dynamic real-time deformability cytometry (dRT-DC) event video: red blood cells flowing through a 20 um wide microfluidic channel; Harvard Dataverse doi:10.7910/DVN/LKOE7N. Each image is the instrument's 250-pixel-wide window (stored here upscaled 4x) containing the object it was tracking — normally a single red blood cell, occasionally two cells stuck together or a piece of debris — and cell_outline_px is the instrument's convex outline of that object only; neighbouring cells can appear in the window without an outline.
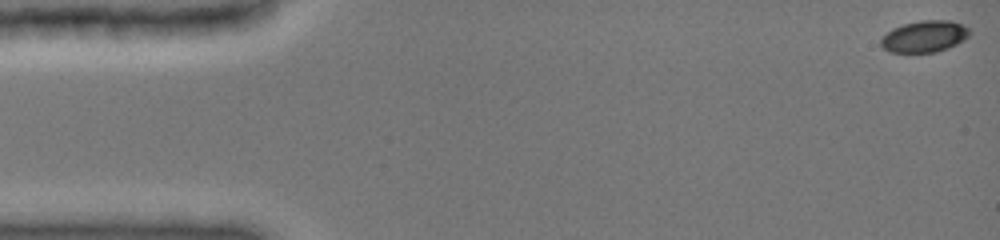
{"species": "common noctule bat (a hibernating species)", "species_latin": "Nyctalus noctula", "temperature_condition": "cold", "stored_images_in_passage": 48, "camera_frame_rate_fps": 3000, "um_per_image_px": 0.085, "animal": {"sex": "female", "body_mass_g": 19.0, "forearm_length_mm": 51.5}, "frame": {"image": 1, "passage_image": 1, "time_ms": 0.0, "image_size_px": [1000, 240], "cell_outline_px": [[972, 32], [964, 40], [948, 48], [936, 52], [888, 52], [880, 44], [880, 40], [892, 28], [904, 24], [920, 20], [948, 20], [960, 24], [968, 28]], "centroid_in_image_um": [78.58, 3.1], "position_along_channel_um": 6.4, "area_um2": 16.24}}
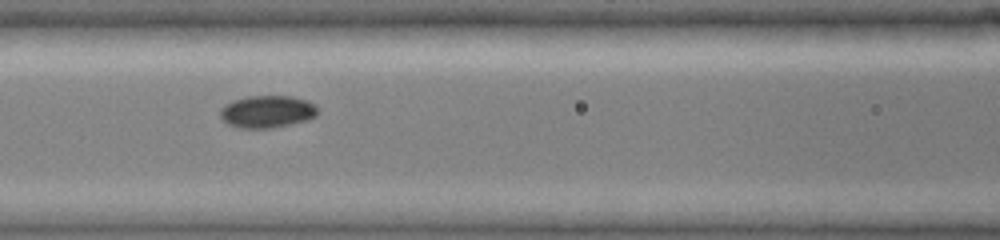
{"frame": {"image": 2, "passage_image": 21, "time_ms": 6.667, "image_size_px": [1000, 240], "cell_outline_px": [[320, 112], [316, 116], [308, 120], [272, 128], [240, 128], [228, 124], [220, 116], [220, 108], [232, 100], [244, 96], [292, 96], [308, 100], [316, 104]], "centroid_in_image_um": [22.75, 9.48], "position_along_channel_um": 143.9, "area_um2": 18.67}}
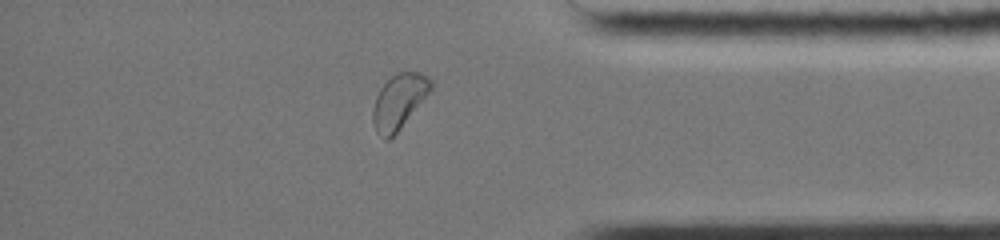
{"frame": {"image": 3, "passage_image": 41, "time_ms": 13.333, "image_size_px": [1000, 240], "cell_outline_px": [[432, 88], [400, 128], [388, 140], [384, 140], [376, 132], [372, 120], [372, 108], [376, 96], [380, 88], [396, 72], [420, 72], [428, 76], [432, 80]], "centroid_in_image_um": [33.88, 8.61], "position_along_channel_um": 401.3, "area_um2": 18.26}, "authors_computed_cell_mechanics": {"area_um2": 17.629, "velocity_mm_per_s": 3.9786, "shape_relaxation_time_tau1_ms": 1.968, "shape_relaxation_time_tau2_ms": null, "deformation_change_tau1": 0.0731, "deformation_change_tau2": null}}